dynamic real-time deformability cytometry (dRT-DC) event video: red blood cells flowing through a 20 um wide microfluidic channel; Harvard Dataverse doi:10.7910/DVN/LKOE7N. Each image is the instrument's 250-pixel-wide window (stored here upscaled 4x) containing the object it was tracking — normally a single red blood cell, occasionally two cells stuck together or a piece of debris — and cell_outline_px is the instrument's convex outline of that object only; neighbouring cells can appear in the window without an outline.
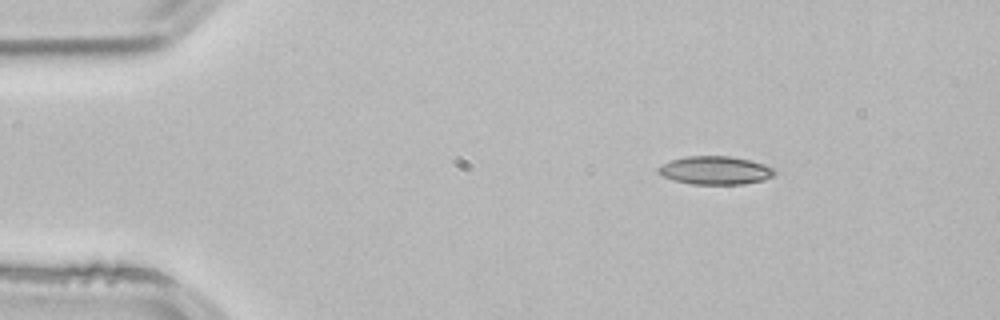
{"species": "common noctule bat (a hibernating species)", "species_latin": "Nyctalus noctula", "temperature_condition": "room temperature", "stored_images_in_passage": 2, "camera_frame_rate_fps": 3000, "um_per_image_px": 0.085, "animal": {"sex": "male", "body_mass_g": 21.5, "forearm_length_mm": 52.0}, "frame": {"image": 1, "passage_image": 1, "time_ms": 0.0, "image_size_px": [1000, 320], "cell_outline_px": [[776, 172], [772, 176], [764, 180], [740, 184], [692, 184], [672, 180], [660, 176], [656, 172], [656, 168], [660, 164], [672, 160], [688, 156], [732, 156], [764, 164], [772, 168]], "centroid_in_image_um": [60.72, 14.48], "position_along_channel_um": 24.3, "area_um2": 19.25}}